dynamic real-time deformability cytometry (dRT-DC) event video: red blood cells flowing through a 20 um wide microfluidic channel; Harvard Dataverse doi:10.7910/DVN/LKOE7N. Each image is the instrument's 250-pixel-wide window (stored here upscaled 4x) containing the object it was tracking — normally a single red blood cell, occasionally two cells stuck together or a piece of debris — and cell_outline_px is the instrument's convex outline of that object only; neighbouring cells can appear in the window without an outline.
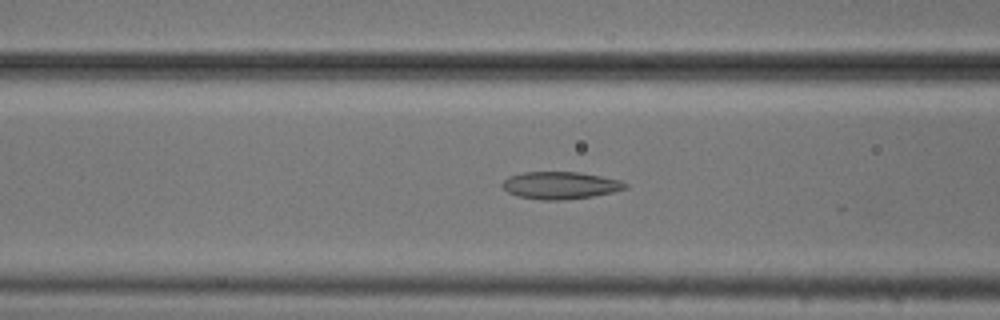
{"species": "common noctule bat (a hibernating species)", "species_latin": "Nyctalus noctula", "temperature_condition": "cold", "stored_images_in_passage": 33, "camera_frame_rate_fps": 3000, "um_per_image_px": 0.085, "animal": {"sex": "male", "body_mass_g": 20.5, "forearm_length_mm": 52.5}, "frame": {"image": 1, "passage_image": 21, "time_ms": 6.667, "image_size_px": [1000, 320], "cell_outline_px": [[628, 188], [612, 192], [592, 196], [564, 200], [540, 200], [516, 196], [508, 192], [500, 184], [508, 176], [524, 172], [580, 172], [620, 180], [628, 184]], "centroid_in_image_um": [47.61, 15.75], "position_along_channel_um": 119.0, "area_um2": 19.65}}
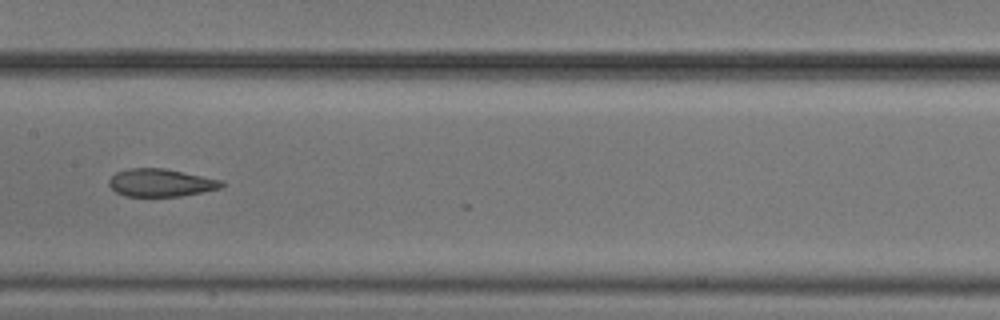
{"frame": {"image": 2, "passage_image": 27, "time_ms": 8.667, "image_size_px": [1000, 320], "cell_outline_px": [[224, 184], [220, 188], [180, 196], [124, 196], [116, 192], [108, 184], [108, 180], [116, 172], [128, 168], [164, 168], [224, 180]], "centroid_in_image_um": [13.65, 15.52], "position_along_channel_um": 193.7, "area_um2": 18.21}}
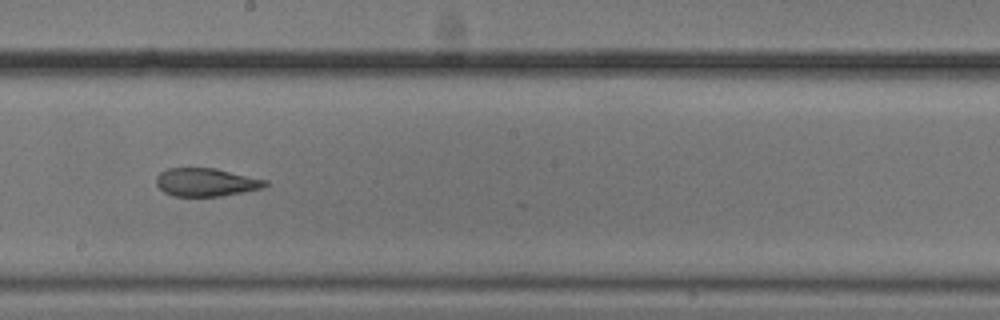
{"frame": {"image": 3, "passage_image": 30, "time_ms": 9.667, "image_size_px": [1000, 320], "cell_outline_px": [[268, 184], [264, 188], [220, 196], [172, 196], [164, 192], [156, 184], [156, 176], [160, 172], [168, 168], [216, 168], [268, 180]], "centroid_in_image_um": [17.52, 15.48], "position_along_channel_um": 230.7, "area_um2": 17.98}}